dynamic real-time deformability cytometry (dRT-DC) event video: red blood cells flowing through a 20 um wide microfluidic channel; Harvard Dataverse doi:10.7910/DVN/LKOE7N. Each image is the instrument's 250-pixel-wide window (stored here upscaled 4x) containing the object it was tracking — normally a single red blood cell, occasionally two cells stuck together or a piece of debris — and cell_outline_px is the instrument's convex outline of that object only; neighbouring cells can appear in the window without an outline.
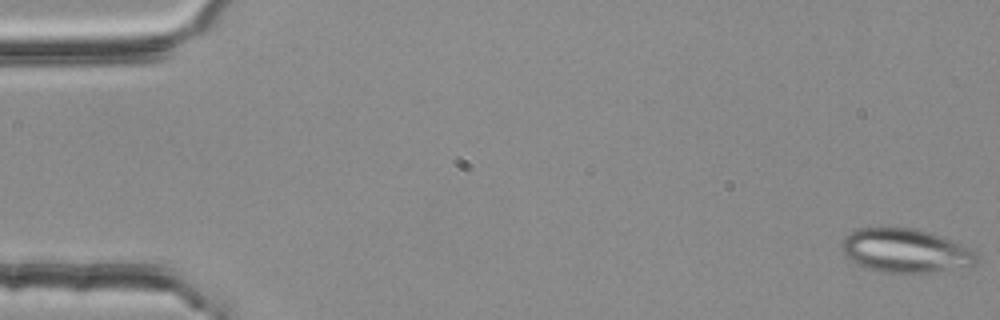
{"species": "common noctule bat (a hibernating species)", "species_latin": "Nyctalus noctula", "temperature_condition": "room temperature", "stored_images_in_passage": 5, "camera_frame_rate_fps": 3000, "um_per_image_px": 0.085, "animal": {"sex": "female", "body_mass_g": 25.1}, "frame": {"image": 1, "passage_image": 1, "time_ms": 0.0, "image_size_px": [1000, 320], "cell_outline_px": [[980, 256], [976, 264], [932, 272], [880, 272], [868, 268], [852, 260], [840, 248], [840, 244], [852, 232], [860, 228], [912, 228], [928, 232], [940, 236], [960, 244], [976, 252]], "centroid_in_image_um": [76.99, 21.31], "position_along_channel_um": 8.0, "area_um2": 33.7}}